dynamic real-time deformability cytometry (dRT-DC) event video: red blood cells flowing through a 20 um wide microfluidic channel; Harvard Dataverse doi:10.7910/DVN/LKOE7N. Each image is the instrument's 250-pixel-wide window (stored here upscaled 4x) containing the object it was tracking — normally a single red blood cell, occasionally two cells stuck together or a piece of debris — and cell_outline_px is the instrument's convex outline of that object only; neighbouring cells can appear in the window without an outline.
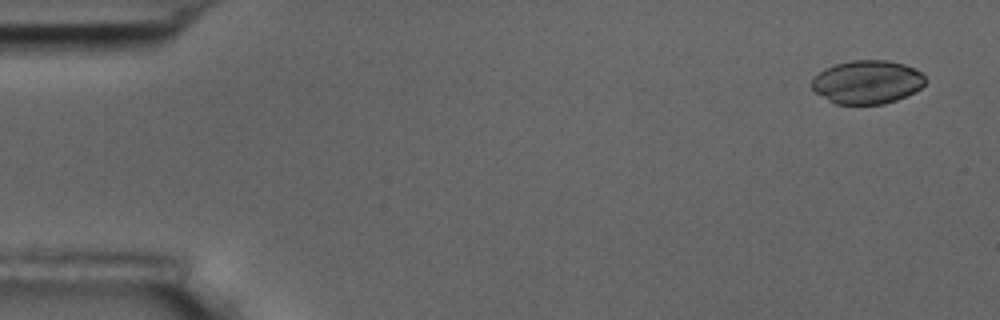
{"species": "common noctule bat (a hibernating species)", "species_latin": "Nyctalus noctula", "temperature_condition": "room temperature", "stored_images_in_passage": 5, "camera_frame_rate_fps": 3000, "um_per_image_px": 0.085, "animal": {"sex": "male", "body_mass_g": 17.5, "forearm_length_mm": 52.3}, "frame": {"image": 1, "passage_image": 1, "time_ms": 0.0, "image_size_px": [1000, 320], "cell_outline_px": [[928, 80], [920, 88], [896, 100], [884, 104], [836, 104], [816, 92], [812, 88], [812, 76], [824, 68], [836, 64], [852, 60], [888, 60], [904, 64], [920, 72]], "centroid_in_image_um": [73.69, 6.96], "position_along_channel_um": 11.3, "area_um2": 28.67}}
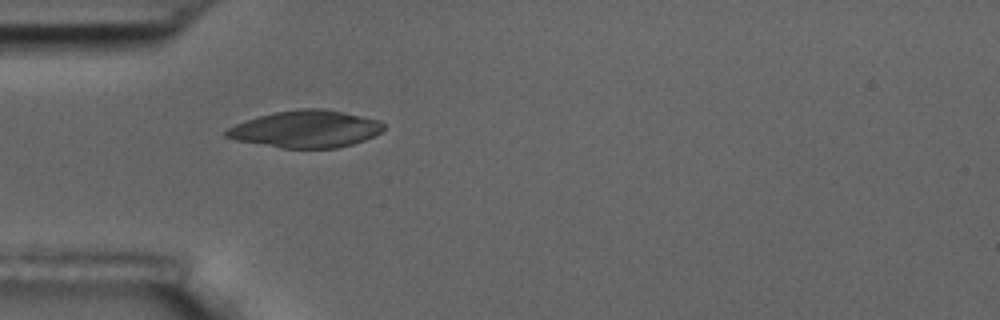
{"frame": {"image": 2, "passage_image": 5, "time_ms": 4.667, "image_size_px": [1000, 320], "cell_outline_px": [[384, 128], [380, 132], [364, 140], [352, 144], [336, 148], [280, 148], [236, 140], [224, 136], [224, 132], [228, 128], [236, 124], [260, 116], [276, 112], [300, 108], [324, 108], [380, 120], [384, 124]], "centroid_in_image_um": [26.0, 10.97], "position_along_channel_um": 59.0, "area_um2": 33.81}}